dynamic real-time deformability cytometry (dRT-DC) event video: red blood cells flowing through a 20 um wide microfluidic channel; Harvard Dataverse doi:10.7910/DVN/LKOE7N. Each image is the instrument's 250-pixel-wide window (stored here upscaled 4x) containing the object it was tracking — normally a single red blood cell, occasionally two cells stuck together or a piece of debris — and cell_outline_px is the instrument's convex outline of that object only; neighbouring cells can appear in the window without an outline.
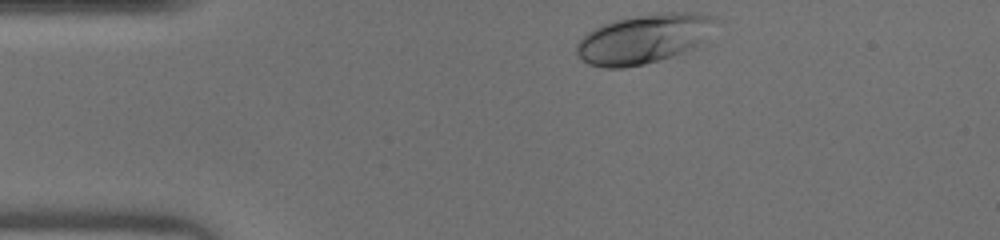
{"species": "human", "species_latin": "Homo sapiens", "temperature_condition": "warm", "stored_images_in_passage": 30, "camera_frame_rate_fps": 3000, "um_per_image_px": 0.085, "donor": {"sex": "male"}, "frame": {"image": 1, "passage_image": 1, "time_ms": 0.0, "image_size_px": [1000, 240], "cell_outline_px": [[720, 20], [696, 44], [672, 56], [660, 60], [644, 64], [624, 68], [604, 68], [588, 64], [576, 56], [576, 44], [588, 32], [604, 24], [616, 20], [656, 12], [700, 12], [720, 16]], "centroid_in_image_um": [54.71, 3.28], "position_along_channel_um": 30.3, "area_um2": 39.71}}
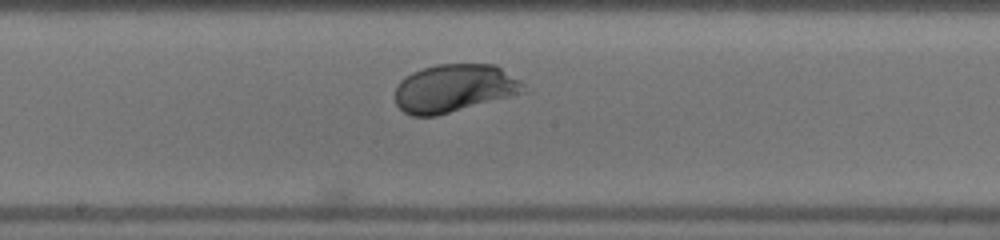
{"frame": {"image": 2, "passage_image": 17, "time_ms": 5.333, "image_size_px": [1000, 240], "cell_outline_px": [[528, 92], [436, 116], [412, 116], [404, 112], [396, 104], [396, 84], [404, 76], [412, 72], [436, 64], [496, 64], [520, 80], [524, 84]], "centroid_in_image_um": [38.63, 7.5], "position_along_channel_um": 209.6, "area_um2": 36.24}}
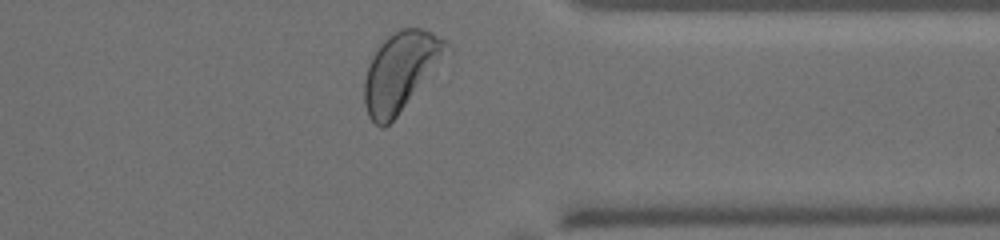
{"frame": {"image": 3, "passage_image": 29, "time_ms": 9.333, "image_size_px": [1000, 240], "cell_outline_px": [[448, 44], [440, 56], [396, 116], [384, 128], [376, 124], [368, 116], [364, 104], [364, 80], [368, 64], [372, 56], [380, 44], [388, 36], [400, 28], [420, 28], [432, 32], [448, 40]], "centroid_in_image_um": [33.92, 6.04], "position_along_channel_um": 377.5, "area_um2": 35.6}}